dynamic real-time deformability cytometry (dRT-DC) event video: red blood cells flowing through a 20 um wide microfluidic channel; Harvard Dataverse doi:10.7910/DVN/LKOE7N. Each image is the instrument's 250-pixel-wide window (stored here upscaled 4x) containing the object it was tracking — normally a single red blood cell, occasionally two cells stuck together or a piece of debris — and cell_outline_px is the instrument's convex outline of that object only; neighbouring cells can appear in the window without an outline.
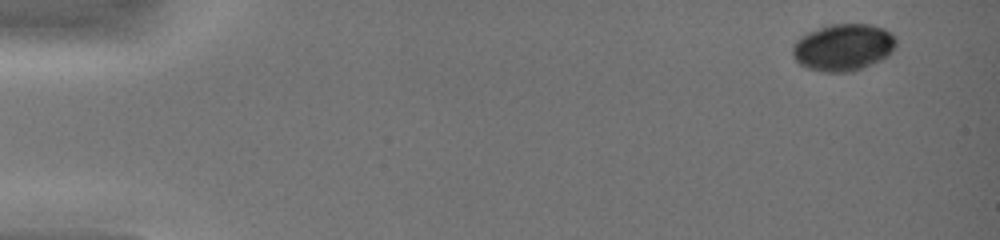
{"species": "common noctule bat (a hibernating species)", "species_latin": "Nyctalus noctula", "temperature_condition": "warm", "stored_images_in_passage": 44, "camera_frame_rate_fps": 3000, "um_per_image_px": 0.085, "animal": {"sex": "female", "body_mass_g": 19.0, "forearm_length_mm": 51.5}, "frame": {"image": 1, "passage_image": 1, "time_ms": 0.0, "image_size_px": [1000, 240], "cell_outline_px": [[896, 44], [892, 52], [888, 56], [872, 64], [852, 72], [824, 72], [808, 68], [800, 64], [792, 56], [792, 44], [800, 36], [808, 32], [828, 24], [868, 24], [884, 28], [892, 32], [896, 36]], "centroid_in_image_um": [71.68, 4.01], "position_along_channel_um": 13.3, "area_um2": 28.67}}
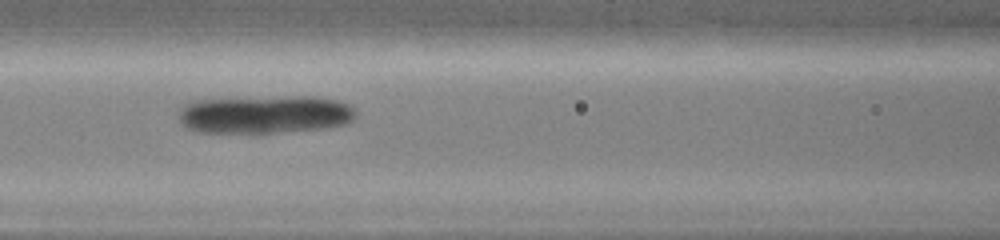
{"frame": {"image": 2, "passage_image": 18, "time_ms": 6.333, "image_size_px": [1000, 240], "cell_outline_px": [[356, 116], [348, 124], [328, 128], [272, 132], [196, 132], [188, 128], [180, 120], [180, 112], [184, 104], [192, 100], [300, 96], [312, 96], [336, 100], [348, 104], [356, 108]], "centroid_in_image_um": [22.58, 9.72], "position_along_channel_um": 144.0, "area_um2": 39.13}}
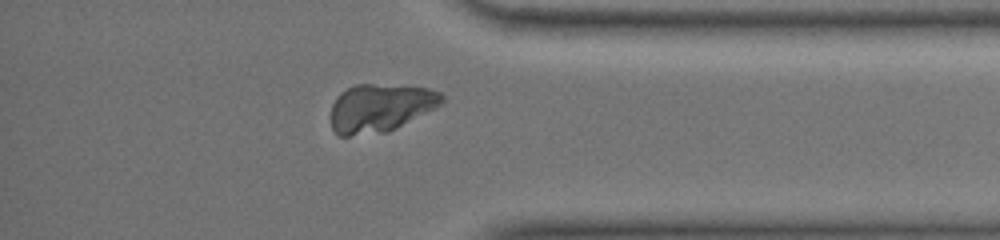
{"frame": {"image": 3, "passage_image": 37, "time_ms": 12.333, "image_size_px": [1000, 240], "cell_outline_px": [[444, 100], [436, 108], [388, 132], [348, 136], [340, 136], [332, 128], [332, 104], [336, 96], [340, 92], [356, 84], [372, 84], [428, 88], [440, 92], [444, 96]], "centroid_in_image_um": [32.32, 9.17], "position_along_channel_um": 402.9, "area_um2": 31.04}}